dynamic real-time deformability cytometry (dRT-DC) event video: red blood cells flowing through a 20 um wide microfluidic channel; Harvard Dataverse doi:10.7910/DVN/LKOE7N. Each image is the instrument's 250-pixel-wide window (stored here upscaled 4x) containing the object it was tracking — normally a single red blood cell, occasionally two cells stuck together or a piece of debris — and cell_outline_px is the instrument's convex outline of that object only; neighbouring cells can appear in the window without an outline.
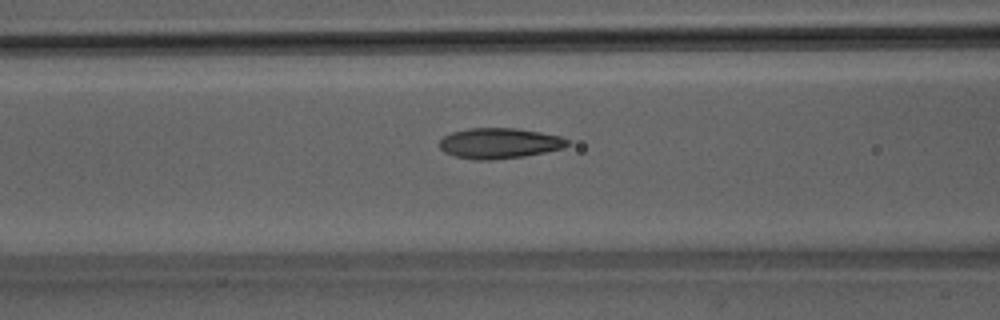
{"species": "Egyptian fruit bat (a non-hibernating species)", "species_latin": "Rousettus aegyptiacus", "temperature_condition": "room temperature", "stored_images_in_passage": 47, "camera_frame_rate_fps": 3000, "um_per_image_px": 0.085, "animal": {"sex": "male"}, "frame": {"image": 1, "passage_image": 17, "time_ms": 5.333, "image_size_px": [1000, 320], "cell_outline_px": [[568, 144], [564, 148], [524, 156], [492, 160], [476, 160], [452, 156], [444, 152], [440, 148], [440, 140], [444, 136], [452, 132], [468, 128], [516, 128], [540, 132], [560, 136], [568, 140]], "centroid_in_image_um": [42.41, 12.18], "position_along_channel_um": 124.2, "area_um2": 22.77}}
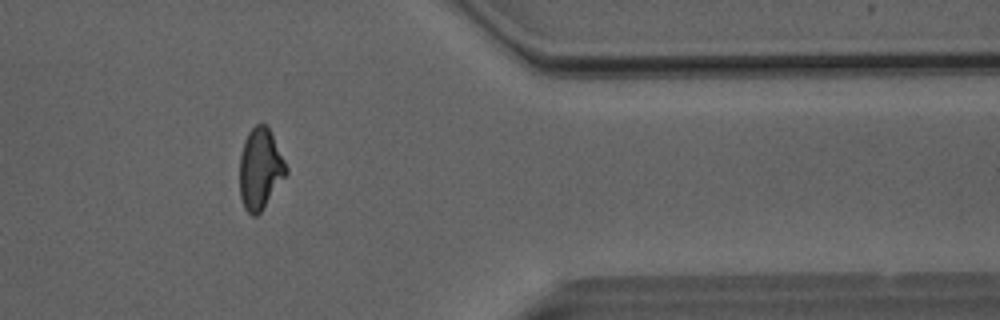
{"frame": {"image": 2, "passage_image": 38, "time_ms": 12.333, "image_size_px": [1000, 320], "cell_outline_px": [[288, 172], [260, 212], [256, 216], [252, 216], [244, 208], [240, 196], [240, 156], [244, 140], [248, 132], [256, 124], [264, 124], [268, 128], [288, 168]], "centroid_in_image_um": [22.09, 14.36], "position_along_channel_um": 389.3, "area_um2": 21.56}}
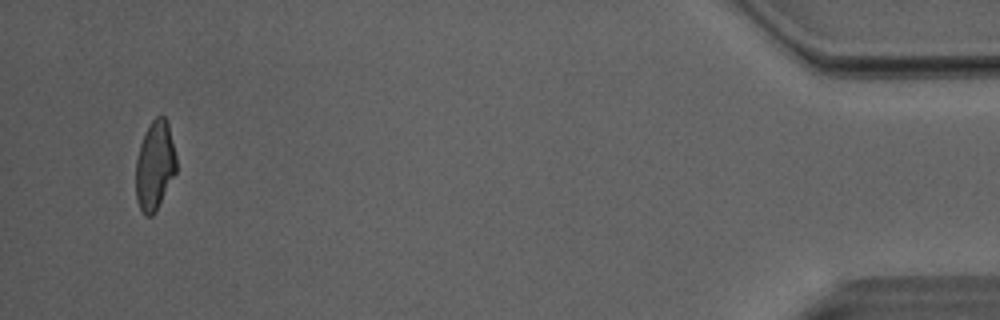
{"frame": {"image": 3, "passage_image": 45, "time_ms": 14.667, "image_size_px": [1000, 320], "cell_outline_px": [[176, 172], [156, 212], [152, 216], [144, 216], [136, 200], [136, 160], [140, 144], [144, 132], [152, 120], [156, 116], [164, 116], [168, 124], [176, 156]], "centroid_in_image_um": [13.15, 14.09], "position_along_channel_um": 422.1, "area_um2": 21.1}, "authors_computed_cell_mechanics": {"area_um2": 22.3686, "velocity_mm_per_s": 4.0568, "shape_relaxation_time_tau1_ms": 4.5542, "shape_relaxation_time_tau2_ms": 1.3756, "deformation_change_tau1": 0.1703, "deformation_change_tau2": 0.0786}}